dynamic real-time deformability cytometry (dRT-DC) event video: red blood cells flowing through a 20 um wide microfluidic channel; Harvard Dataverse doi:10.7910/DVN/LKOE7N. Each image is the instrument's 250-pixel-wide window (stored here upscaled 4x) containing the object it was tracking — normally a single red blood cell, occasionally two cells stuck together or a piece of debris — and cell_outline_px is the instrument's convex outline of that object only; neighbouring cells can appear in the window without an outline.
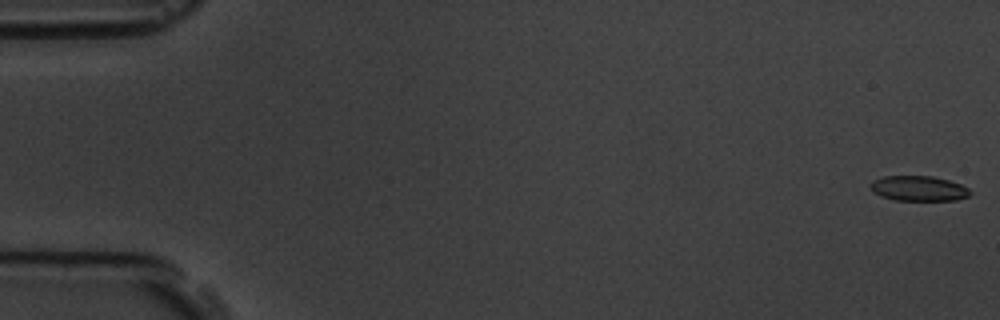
{"species": "common noctule bat (a hibernating species)", "species_latin": "Nyctalus noctula", "temperature_condition": "room temperature", "stored_images_in_passage": 5, "camera_frame_rate_fps": 3000, "um_per_image_px": 0.085, "animal": {"sex": "male", "body_mass_g": 19.5, "forearm_length_mm": 54.6}, "frame": {"image": 1, "passage_image": 1, "time_ms": 0.0, "image_size_px": [1000, 320], "cell_outline_px": [[972, 192], [968, 196], [956, 200], [896, 200], [880, 196], [868, 184], [872, 180], [884, 176], [932, 176], [948, 180], [960, 184], [968, 188]], "centroid_in_image_um": [78.08, 16.01], "position_along_channel_um": 6.9, "area_um2": 14.51}}
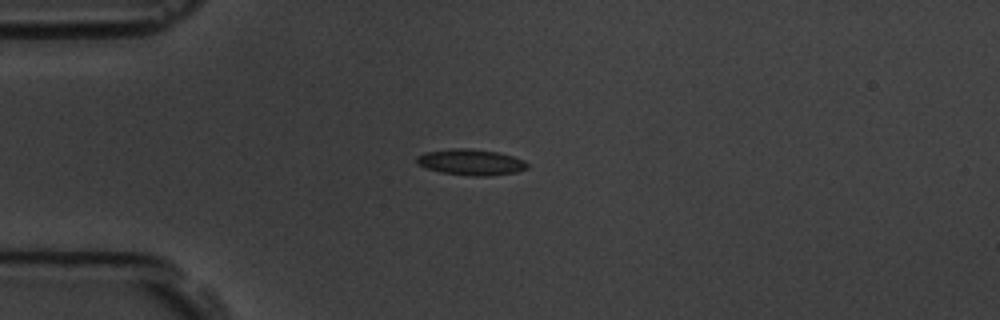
{"frame": {"image": 2, "passage_image": 5, "time_ms": 4.667, "image_size_px": [1000, 320], "cell_outline_px": [[528, 168], [516, 172], [488, 176], [472, 176], [440, 172], [416, 164], [416, 156], [424, 152], [452, 148], [468, 148], [496, 152], [512, 156], [524, 160], [528, 164]], "centroid_in_image_um": [40.0, 13.78], "position_along_channel_um": 45.0, "area_um2": 16.76}}